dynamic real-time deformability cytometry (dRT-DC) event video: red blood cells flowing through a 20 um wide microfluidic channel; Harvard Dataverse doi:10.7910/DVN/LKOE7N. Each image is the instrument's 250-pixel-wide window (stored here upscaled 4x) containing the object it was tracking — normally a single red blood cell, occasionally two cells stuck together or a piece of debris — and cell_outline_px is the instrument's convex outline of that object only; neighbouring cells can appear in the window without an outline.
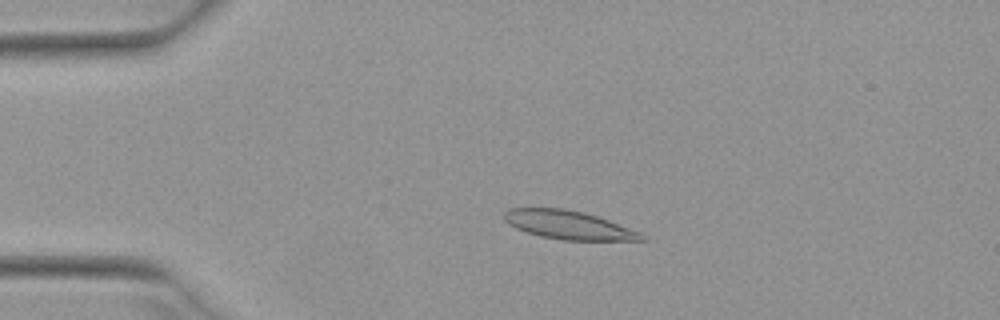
{"species": "Egyptian fruit bat (a non-hibernating species)", "species_latin": "Rousettus aegyptiacus", "temperature_condition": "warm", "stored_images_in_passage": 18, "camera_frame_rate_fps": 3000, "um_per_image_px": 0.085, "animal": {"sex": "female"}, "frame": {"image": 1, "passage_image": 12, "time_ms": 3.667, "image_size_px": [1000, 320], "cell_outline_px": [[648, 240], [560, 240], [540, 236], [516, 228], [508, 224], [504, 220], [504, 212], [508, 208], [564, 208], [584, 212], [608, 220], [640, 232], [648, 236]], "centroid_in_image_um": [48.33, 19.12], "position_along_channel_um": 36.7, "area_um2": 22.89}}